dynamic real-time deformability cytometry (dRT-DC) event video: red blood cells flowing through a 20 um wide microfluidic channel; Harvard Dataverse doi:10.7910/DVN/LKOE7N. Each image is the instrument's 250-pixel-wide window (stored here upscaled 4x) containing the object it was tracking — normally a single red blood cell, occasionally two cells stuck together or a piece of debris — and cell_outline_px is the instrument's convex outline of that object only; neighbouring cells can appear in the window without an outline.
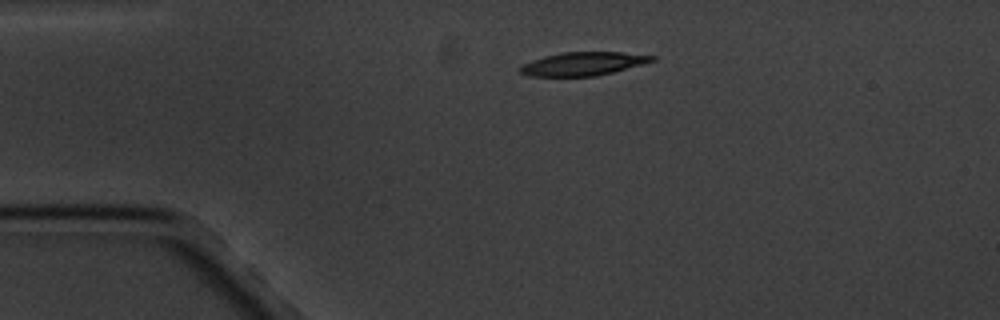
{"species": "common noctule bat (a hibernating species)", "species_latin": "Nyctalus noctula", "temperature_condition": "cold", "stored_images_in_passage": 2, "camera_frame_rate_fps": 3000, "um_per_image_px": 0.085, "animal": {"sex": "male", "body_mass_g": 20.1, "forearm_length_mm": 53.5}, "frame": {"image": 1, "passage_image": 1, "time_ms": 0.0, "image_size_px": [1000, 320], "cell_outline_px": [[656, 60], [612, 72], [596, 76], [528, 76], [520, 72], [520, 68], [524, 64], [532, 60], [544, 56], [560, 52], [624, 52], [656, 56]], "centroid_in_image_um": [49.57, 5.41], "position_along_channel_um": 35.4, "area_um2": 17.86}}